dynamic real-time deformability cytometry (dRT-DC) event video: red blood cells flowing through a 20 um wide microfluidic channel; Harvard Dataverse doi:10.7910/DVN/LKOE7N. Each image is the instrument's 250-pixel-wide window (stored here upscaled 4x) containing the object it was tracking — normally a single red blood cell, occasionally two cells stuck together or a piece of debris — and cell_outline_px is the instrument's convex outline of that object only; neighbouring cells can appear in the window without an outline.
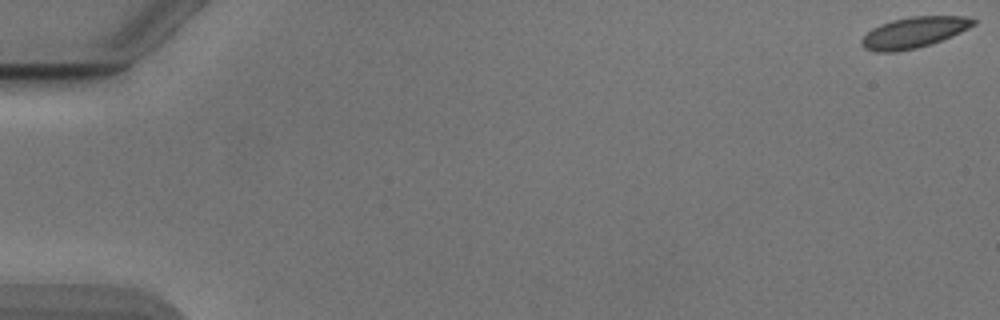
{"species": "Egyptian fruit bat (a non-hibernating species)", "species_latin": "Rousettus aegyptiacus", "temperature_condition": "cold", "stored_images_in_passage": 18, "camera_frame_rate_fps": 3000, "um_per_image_px": 0.085, "animal": {"sex": "male"}, "frame": {"image": 1, "passage_image": 1, "time_ms": 0.0, "image_size_px": [1000, 320], "cell_outline_px": [[976, 24], [960, 32], [932, 44], [916, 48], [896, 52], [876, 52], [864, 48], [860, 44], [860, 40], [872, 28], [880, 24], [892, 20], [912, 16], [964, 16], [976, 20]], "centroid_in_image_um": [77.65, 2.76], "position_along_channel_um": 7.3, "area_um2": 20.11}}
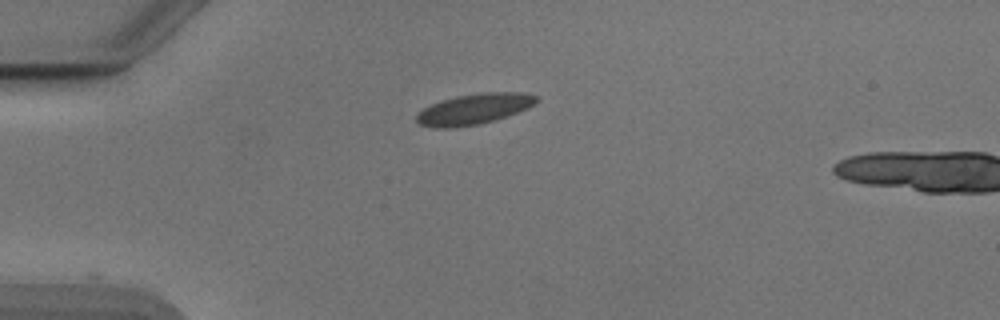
{"frame": {"image": 2, "passage_image": 15, "time_ms": 4.667, "image_size_px": [1000, 320], "cell_outline_px": [[540, 100], [528, 108], [492, 120], [476, 124], [452, 128], [436, 128], [420, 124], [416, 120], [416, 116], [424, 108], [440, 100], [456, 96], [480, 92], [524, 92], [536, 96]], "centroid_in_image_um": [40.3, 9.24], "position_along_channel_um": 44.7, "area_um2": 21.15}}